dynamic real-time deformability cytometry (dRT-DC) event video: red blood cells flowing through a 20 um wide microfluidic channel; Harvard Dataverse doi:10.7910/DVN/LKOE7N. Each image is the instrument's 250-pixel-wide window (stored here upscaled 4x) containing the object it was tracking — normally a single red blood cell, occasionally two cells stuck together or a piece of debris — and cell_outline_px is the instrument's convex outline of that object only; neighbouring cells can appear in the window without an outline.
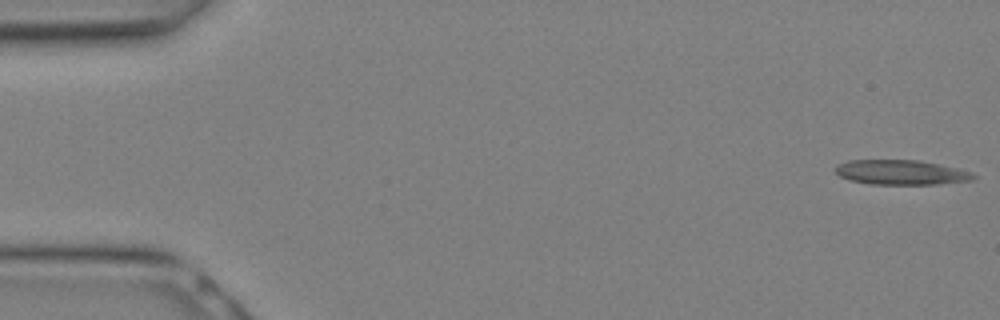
{"species": "Egyptian fruit bat (a non-hibernating species)", "species_latin": "Rousettus aegyptiacus", "temperature_condition": "warm", "stored_images_in_passage": 20, "camera_frame_rate_fps": 3000, "um_per_image_px": 0.085, "animal": {"sex": "female"}, "frame": {"image": 1, "passage_image": 1, "time_ms": 0.0, "image_size_px": [1000, 320], "cell_outline_px": [[976, 176], [972, 180], [936, 184], [872, 184], [848, 180], [840, 176], [836, 172], [836, 168], [840, 164], [848, 160], [920, 160], [960, 168]], "centroid_in_image_um": [76.6, 14.64], "position_along_channel_um": 8.4, "area_um2": 19.77}}
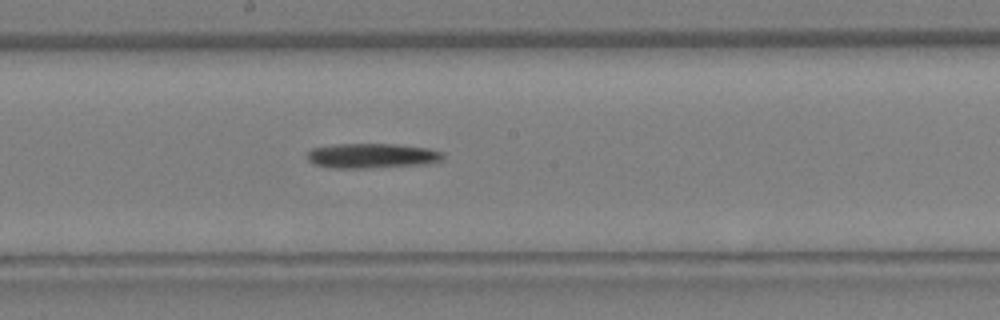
{"frame": {"image": 2, "passage_image": 15, "time_ms": 4.667, "image_size_px": [1000, 320], "cell_outline_px": [[444, 160], [432, 164], [364, 168], [332, 168], [312, 164], [308, 160], [308, 152], [312, 148], [336, 144], [396, 144], [428, 148], [444, 152]], "centroid_in_image_um": [31.67, 13.25], "position_along_channel_um": 216.5, "area_um2": 19.94}}
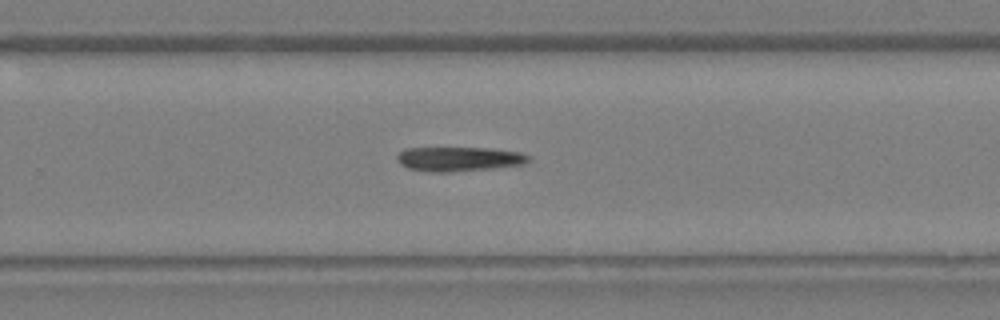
{"frame": {"image": 3, "passage_image": 18, "time_ms": 5.667, "image_size_px": [1000, 320], "cell_outline_px": [[532, 160], [524, 164], [496, 168], [448, 172], [428, 172], [408, 168], [400, 164], [396, 156], [404, 148], [488, 148], [520, 152], [532, 156]], "centroid_in_image_um": [39.05, 13.52], "position_along_channel_um": 290.7, "area_um2": 18.9}}